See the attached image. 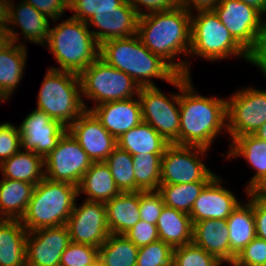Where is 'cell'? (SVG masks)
I'll return each instance as SVG.
<instances>
[{"label":"cell","instance_id":"cell-1","mask_svg":"<svg viewBox=\"0 0 266 266\" xmlns=\"http://www.w3.org/2000/svg\"><path fill=\"white\" fill-rule=\"evenodd\" d=\"M137 35L152 53L161 56L179 74L191 75V61L187 59L191 46V12L177 6L139 15ZM181 55L187 58L182 56L180 60Z\"/></svg>","mask_w":266,"mask_h":266},{"label":"cell","instance_id":"cell-2","mask_svg":"<svg viewBox=\"0 0 266 266\" xmlns=\"http://www.w3.org/2000/svg\"><path fill=\"white\" fill-rule=\"evenodd\" d=\"M196 91L191 75L180 74L179 145L210 150L219 134L227 132V98Z\"/></svg>","mask_w":266,"mask_h":266},{"label":"cell","instance_id":"cell-3","mask_svg":"<svg viewBox=\"0 0 266 266\" xmlns=\"http://www.w3.org/2000/svg\"><path fill=\"white\" fill-rule=\"evenodd\" d=\"M99 57L125 72L140 87L157 86L154 78L170 84L179 75L161 56L152 53L137 34L101 43Z\"/></svg>","mask_w":266,"mask_h":266},{"label":"cell","instance_id":"cell-4","mask_svg":"<svg viewBox=\"0 0 266 266\" xmlns=\"http://www.w3.org/2000/svg\"><path fill=\"white\" fill-rule=\"evenodd\" d=\"M52 24L45 47L55 58L58 67L49 68L80 75L99 57L100 44L86 22L69 17L60 24Z\"/></svg>","mask_w":266,"mask_h":266},{"label":"cell","instance_id":"cell-5","mask_svg":"<svg viewBox=\"0 0 266 266\" xmlns=\"http://www.w3.org/2000/svg\"><path fill=\"white\" fill-rule=\"evenodd\" d=\"M194 13V14H193ZM205 59L212 63L235 56L260 67L261 64L231 35L213 9L197 10L191 13L190 57Z\"/></svg>","mask_w":266,"mask_h":266},{"label":"cell","instance_id":"cell-6","mask_svg":"<svg viewBox=\"0 0 266 266\" xmlns=\"http://www.w3.org/2000/svg\"><path fill=\"white\" fill-rule=\"evenodd\" d=\"M77 199V186L44 177L35 185L21 224L28 232L66 225Z\"/></svg>","mask_w":266,"mask_h":266},{"label":"cell","instance_id":"cell-7","mask_svg":"<svg viewBox=\"0 0 266 266\" xmlns=\"http://www.w3.org/2000/svg\"><path fill=\"white\" fill-rule=\"evenodd\" d=\"M43 79L36 109L68 128L86 110L79 75L49 68Z\"/></svg>","mask_w":266,"mask_h":266},{"label":"cell","instance_id":"cell-8","mask_svg":"<svg viewBox=\"0 0 266 266\" xmlns=\"http://www.w3.org/2000/svg\"><path fill=\"white\" fill-rule=\"evenodd\" d=\"M231 35L261 64L266 65V18L240 0H219L213 8Z\"/></svg>","mask_w":266,"mask_h":266},{"label":"cell","instance_id":"cell-9","mask_svg":"<svg viewBox=\"0 0 266 266\" xmlns=\"http://www.w3.org/2000/svg\"><path fill=\"white\" fill-rule=\"evenodd\" d=\"M82 99L86 110H89L85 99L99 104L130 99L139 94L140 86L125 72L116 69L98 57L80 75Z\"/></svg>","mask_w":266,"mask_h":266},{"label":"cell","instance_id":"cell-10","mask_svg":"<svg viewBox=\"0 0 266 266\" xmlns=\"http://www.w3.org/2000/svg\"><path fill=\"white\" fill-rule=\"evenodd\" d=\"M178 94L169 97L157 86L141 87L138 98L141 103L142 121L151 125L168 143L179 145L180 127V74L170 83Z\"/></svg>","mask_w":266,"mask_h":266},{"label":"cell","instance_id":"cell-11","mask_svg":"<svg viewBox=\"0 0 266 266\" xmlns=\"http://www.w3.org/2000/svg\"><path fill=\"white\" fill-rule=\"evenodd\" d=\"M258 70L266 80V65H261ZM226 98L230 143L236 137L254 134L266 122V89L244 87Z\"/></svg>","mask_w":266,"mask_h":266},{"label":"cell","instance_id":"cell-12","mask_svg":"<svg viewBox=\"0 0 266 266\" xmlns=\"http://www.w3.org/2000/svg\"><path fill=\"white\" fill-rule=\"evenodd\" d=\"M209 149L169 144L161 158L160 184L210 182L217 174L204 163Z\"/></svg>","mask_w":266,"mask_h":266},{"label":"cell","instance_id":"cell-13","mask_svg":"<svg viewBox=\"0 0 266 266\" xmlns=\"http://www.w3.org/2000/svg\"><path fill=\"white\" fill-rule=\"evenodd\" d=\"M92 160L67 130L57 146L44 159L45 177L51 181L78 186Z\"/></svg>","mask_w":266,"mask_h":266},{"label":"cell","instance_id":"cell-14","mask_svg":"<svg viewBox=\"0 0 266 266\" xmlns=\"http://www.w3.org/2000/svg\"><path fill=\"white\" fill-rule=\"evenodd\" d=\"M75 202L66 227L70 241L99 248L111 234L108 229L106 205L103 202L84 200Z\"/></svg>","mask_w":266,"mask_h":266},{"label":"cell","instance_id":"cell-15","mask_svg":"<svg viewBox=\"0 0 266 266\" xmlns=\"http://www.w3.org/2000/svg\"><path fill=\"white\" fill-rule=\"evenodd\" d=\"M18 127L21 135V150L33 151L44 159L67 131V127L61 122L51 119L45 112L38 109L26 115Z\"/></svg>","mask_w":266,"mask_h":266},{"label":"cell","instance_id":"cell-16","mask_svg":"<svg viewBox=\"0 0 266 266\" xmlns=\"http://www.w3.org/2000/svg\"><path fill=\"white\" fill-rule=\"evenodd\" d=\"M70 242L66 225L28 232L26 266H59L61 255Z\"/></svg>","mask_w":266,"mask_h":266},{"label":"cell","instance_id":"cell-17","mask_svg":"<svg viewBox=\"0 0 266 266\" xmlns=\"http://www.w3.org/2000/svg\"><path fill=\"white\" fill-rule=\"evenodd\" d=\"M67 130L92 162H104L117 146L116 138L103 127L90 110H85Z\"/></svg>","mask_w":266,"mask_h":266},{"label":"cell","instance_id":"cell-18","mask_svg":"<svg viewBox=\"0 0 266 266\" xmlns=\"http://www.w3.org/2000/svg\"><path fill=\"white\" fill-rule=\"evenodd\" d=\"M15 1H10L9 24L6 29L10 40L26 46L20 40L24 38L30 43L44 46L50 32V19L24 0H19L20 3H15ZM17 26L20 28L21 34L20 31L19 33L16 31Z\"/></svg>","mask_w":266,"mask_h":266},{"label":"cell","instance_id":"cell-19","mask_svg":"<svg viewBox=\"0 0 266 266\" xmlns=\"http://www.w3.org/2000/svg\"><path fill=\"white\" fill-rule=\"evenodd\" d=\"M216 175L201 191L195 200L190 218L192 224L205 219L226 220L241 203L236 195L223 186V178Z\"/></svg>","mask_w":266,"mask_h":266},{"label":"cell","instance_id":"cell-20","mask_svg":"<svg viewBox=\"0 0 266 266\" xmlns=\"http://www.w3.org/2000/svg\"><path fill=\"white\" fill-rule=\"evenodd\" d=\"M139 14L125 0L118 11L97 12L86 23L99 44L137 34ZM92 26V27H91ZM96 29V30H95Z\"/></svg>","mask_w":266,"mask_h":266},{"label":"cell","instance_id":"cell-21","mask_svg":"<svg viewBox=\"0 0 266 266\" xmlns=\"http://www.w3.org/2000/svg\"><path fill=\"white\" fill-rule=\"evenodd\" d=\"M89 110L116 139L142 122L141 103L138 96L105 102L89 107Z\"/></svg>","mask_w":266,"mask_h":266},{"label":"cell","instance_id":"cell-22","mask_svg":"<svg viewBox=\"0 0 266 266\" xmlns=\"http://www.w3.org/2000/svg\"><path fill=\"white\" fill-rule=\"evenodd\" d=\"M229 150L221 154L226 160L244 158L246 163L255 170L245 186L246 192H255L266 181V141L251 135L236 137Z\"/></svg>","mask_w":266,"mask_h":266},{"label":"cell","instance_id":"cell-23","mask_svg":"<svg viewBox=\"0 0 266 266\" xmlns=\"http://www.w3.org/2000/svg\"><path fill=\"white\" fill-rule=\"evenodd\" d=\"M192 242L224 265L230 264V239L226 220L205 219L193 223Z\"/></svg>","mask_w":266,"mask_h":266},{"label":"cell","instance_id":"cell-24","mask_svg":"<svg viewBox=\"0 0 266 266\" xmlns=\"http://www.w3.org/2000/svg\"><path fill=\"white\" fill-rule=\"evenodd\" d=\"M245 194L249 200L241 201L226 219L230 239V263L256 237L252 192Z\"/></svg>","mask_w":266,"mask_h":266},{"label":"cell","instance_id":"cell-25","mask_svg":"<svg viewBox=\"0 0 266 266\" xmlns=\"http://www.w3.org/2000/svg\"><path fill=\"white\" fill-rule=\"evenodd\" d=\"M27 47L10 42L0 51V98L7 102L25 74Z\"/></svg>","mask_w":266,"mask_h":266},{"label":"cell","instance_id":"cell-26","mask_svg":"<svg viewBox=\"0 0 266 266\" xmlns=\"http://www.w3.org/2000/svg\"><path fill=\"white\" fill-rule=\"evenodd\" d=\"M139 203L140 191L120 192L105 203L111 234L124 235L140 220Z\"/></svg>","mask_w":266,"mask_h":266},{"label":"cell","instance_id":"cell-27","mask_svg":"<svg viewBox=\"0 0 266 266\" xmlns=\"http://www.w3.org/2000/svg\"><path fill=\"white\" fill-rule=\"evenodd\" d=\"M78 197L85 194V200L106 203L120 193L112 173L105 162H93L77 186Z\"/></svg>","mask_w":266,"mask_h":266},{"label":"cell","instance_id":"cell-28","mask_svg":"<svg viewBox=\"0 0 266 266\" xmlns=\"http://www.w3.org/2000/svg\"><path fill=\"white\" fill-rule=\"evenodd\" d=\"M27 234L20 220L0 219V266H26Z\"/></svg>","mask_w":266,"mask_h":266},{"label":"cell","instance_id":"cell-29","mask_svg":"<svg viewBox=\"0 0 266 266\" xmlns=\"http://www.w3.org/2000/svg\"><path fill=\"white\" fill-rule=\"evenodd\" d=\"M35 184L19 180H0V219L21 220L32 198Z\"/></svg>","mask_w":266,"mask_h":266},{"label":"cell","instance_id":"cell-30","mask_svg":"<svg viewBox=\"0 0 266 266\" xmlns=\"http://www.w3.org/2000/svg\"><path fill=\"white\" fill-rule=\"evenodd\" d=\"M117 140V146L130 155L164 154L168 143L151 125L141 122L122 134Z\"/></svg>","mask_w":266,"mask_h":266},{"label":"cell","instance_id":"cell-31","mask_svg":"<svg viewBox=\"0 0 266 266\" xmlns=\"http://www.w3.org/2000/svg\"><path fill=\"white\" fill-rule=\"evenodd\" d=\"M0 171L5 179L36 185L45 177L44 158L33 151L20 150L0 164Z\"/></svg>","mask_w":266,"mask_h":266},{"label":"cell","instance_id":"cell-32","mask_svg":"<svg viewBox=\"0 0 266 266\" xmlns=\"http://www.w3.org/2000/svg\"><path fill=\"white\" fill-rule=\"evenodd\" d=\"M156 227L159 239L172 248L192 242L193 224L189 214L164 206Z\"/></svg>","mask_w":266,"mask_h":266},{"label":"cell","instance_id":"cell-33","mask_svg":"<svg viewBox=\"0 0 266 266\" xmlns=\"http://www.w3.org/2000/svg\"><path fill=\"white\" fill-rule=\"evenodd\" d=\"M138 247L125 235L110 234L98 249L104 266H136Z\"/></svg>","mask_w":266,"mask_h":266},{"label":"cell","instance_id":"cell-34","mask_svg":"<svg viewBox=\"0 0 266 266\" xmlns=\"http://www.w3.org/2000/svg\"><path fill=\"white\" fill-rule=\"evenodd\" d=\"M208 183L160 184L157 191L162 195L165 206L190 214L195 200Z\"/></svg>","mask_w":266,"mask_h":266},{"label":"cell","instance_id":"cell-35","mask_svg":"<svg viewBox=\"0 0 266 266\" xmlns=\"http://www.w3.org/2000/svg\"><path fill=\"white\" fill-rule=\"evenodd\" d=\"M163 154H137L132 156L136 191H157L161 178Z\"/></svg>","mask_w":266,"mask_h":266},{"label":"cell","instance_id":"cell-36","mask_svg":"<svg viewBox=\"0 0 266 266\" xmlns=\"http://www.w3.org/2000/svg\"><path fill=\"white\" fill-rule=\"evenodd\" d=\"M104 162L109 167L114 182L120 192H135V174L132 155L116 146Z\"/></svg>","mask_w":266,"mask_h":266},{"label":"cell","instance_id":"cell-37","mask_svg":"<svg viewBox=\"0 0 266 266\" xmlns=\"http://www.w3.org/2000/svg\"><path fill=\"white\" fill-rule=\"evenodd\" d=\"M173 266H222L215 256L193 242L173 248Z\"/></svg>","mask_w":266,"mask_h":266},{"label":"cell","instance_id":"cell-38","mask_svg":"<svg viewBox=\"0 0 266 266\" xmlns=\"http://www.w3.org/2000/svg\"><path fill=\"white\" fill-rule=\"evenodd\" d=\"M173 262V248L160 239L138 248L136 266H173Z\"/></svg>","mask_w":266,"mask_h":266},{"label":"cell","instance_id":"cell-39","mask_svg":"<svg viewBox=\"0 0 266 266\" xmlns=\"http://www.w3.org/2000/svg\"><path fill=\"white\" fill-rule=\"evenodd\" d=\"M125 0H69V11L75 19L87 22L97 12L118 11Z\"/></svg>","mask_w":266,"mask_h":266},{"label":"cell","instance_id":"cell-40","mask_svg":"<svg viewBox=\"0 0 266 266\" xmlns=\"http://www.w3.org/2000/svg\"><path fill=\"white\" fill-rule=\"evenodd\" d=\"M98 249L92 245L70 242L61 255L59 266H89L98 258Z\"/></svg>","mask_w":266,"mask_h":266},{"label":"cell","instance_id":"cell-41","mask_svg":"<svg viewBox=\"0 0 266 266\" xmlns=\"http://www.w3.org/2000/svg\"><path fill=\"white\" fill-rule=\"evenodd\" d=\"M21 150V135L18 125L0 123V164Z\"/></svg>","mask_w":266,"mask_h":266},{"label":"cell","instance_id":"cell-42","mask_svg":"<svg viewBox=\"0 0 266 266\" xmlns=\"http://www.w3.org/2000/svg\"><path fill=\"white\" fill-rule=\"evenodd\" d=\"M164 206L162 195L158 191H140L141 220L156 225Z\"/></svg>","mask_w":266,"mask_h":266},{"label":"cell","instance_id":"cell-43","mask_svg":"<svg viewBox=\"0 0 266 266\" xmlns=\"http://www.w3.org/2000/svg\"><path fill=\"white\" fill-rule=\"evenodd\" d=\"M231 263L266 266V240L255 237Z\"/></svg>","mask_w":266,"mask_h":266},{"label":"cell","instance_id":"cell-44","mask_svg":"<svg viewBox=\"0 0 266 266\" xmlns=\"http://www.w3.org/2000/svg\"><path fill=\"white\" fill-rule=\"evenodd\" d=\"M124 235L138 248L159 240L156 225L141 219Z\"/></svg>","mask_w":266,"mask_h":266},{"label":"cell","instance_id":"cell-45","mask_svg":"<svg viewBox=\"0 0 266 266\" xmlns=\"http://www.w3.org/2000/svg\"><path fill=\"white\" fill-rule=\"evenodd\" d=\"M54 23L69 10V0H24ZM62 17V18H61Z\"/></svg>","mask_w":266,"mask_h":266},{"label":"cell","instance_id":"cell-46","mask_svg":"<svg viewBox=\"0 0 266 266\" xmlns=\"http://www.w3.org/2000/svg\"><path fill=\"white\" fill-rule=\"evenodd\" d=\"M139 15L164 11L178 6V0H127ZM147 11V12H146Z\"/></svg>","mask_w":266,"mask_h":266},{"label":"cell","instance_id":"cell-47","mask_svg":"<svg viewBox=\"0 0 266 266\" xmlns=\"http://www.w3.org/2000/svg\"><path fill=\"white\" fill-rule=\"evenodd\" d=\"M252 208L256 225V237L266 240V201L252 192Z\"/></svg>","mask_w":266,"mask_h":266},{"label":"cell","instance_id":"cell-48","mask_svg":"<svg viewBox=\"0 0 266 266\" xmlns=\"http://www.w3.org/2000/svg\"><path fill=\"white\" fill-rule=\"evenodd\" d=\"M219 0H178V6L188 12L213 9Z\"/></svg>","mask_w":266,"mask_h":266},{"label":"cell","instance_id":"cell-49","mask_svg":"<svg viewBox=\"0 0 266 266\" xmlns=\"http://www.w3.org/2000/svg\"><path fill=\"white\" fill-rule=\"evenodd\" d=\"M10 1L0 0V29H7L9 24Z\"/></svg>","mask_w":266,"mask_h":266},{"label":"cell","instance_id":"cell-50","mask_svg":"<svg viewBox=\"0 0 266 266\" xmlns=\"http://www.w3.org/2000/svg\"><path fill=\"white\" fill-rule=\"evenodd\" d=\"M259 10L266 17V0H240Z\"/></svg>","mask_w":266,"mask_h":266},{"label":"cell","instance_id":"cell-51","mask_svg":"<svg viewBox=\"0 0 266 266\" xmlns=\"http://www.w3.org/2000/svg\"><path fill=\"white\" fill-rule=\"evenodd\" d=\"M11 42L9 33L6 29H0V51Z\"/></svg>","mask_w":266,"mask_h":266},{"label":"cell","instance_id":"cell-52","mask_svg":"<svg viewBox=\"0 0 266 266\" xmlns=\"http://www.w3.org/2000/svg\"><path fill=\"white\" fill-rule=\"evenodd\" d=\"M253 135L266 141V122L260 126Z\"/></svg>","mask_w":266,"mask_h":266},{"label":"cell","instance_id":"cell-53","mask_svg":"<svg viewBox=\"0 0 266 266\" xmlns=\"http://www.w3.org/2000/svg\"><path fill=\"white\" fill-rule=\"evenodd\" d=\"M255 193L266 201V181L255 191Z\"/></svg>","mask_w":266,"mask_h":266},{"label":"cell","instance_id":"cell-54","mask_svg":"<svg viewBox=\"0 0 266 266\" xmlns=\"http://www.w3.org/2000/svg\"><path fill=\"white\" fill-rule=\"evenodd\" d=\"M229 266H263V265H253L248 263H230Z\"/></svg>","mask_w":266,"mask_h":266},{"label":"cell","instance_id":"cell-55","mask_svg":"<svg viewBox=\"0 0 266 266\" xmlns=\"http://www.w3.org/2000/svg\"><path fill=\"white\" fill-rule=\"evenodd\" d=\"M89 266H104L103 263L97 258L91 265Z\"/></svg>","mask_w":266,"mask_h":266}]
</instances>
